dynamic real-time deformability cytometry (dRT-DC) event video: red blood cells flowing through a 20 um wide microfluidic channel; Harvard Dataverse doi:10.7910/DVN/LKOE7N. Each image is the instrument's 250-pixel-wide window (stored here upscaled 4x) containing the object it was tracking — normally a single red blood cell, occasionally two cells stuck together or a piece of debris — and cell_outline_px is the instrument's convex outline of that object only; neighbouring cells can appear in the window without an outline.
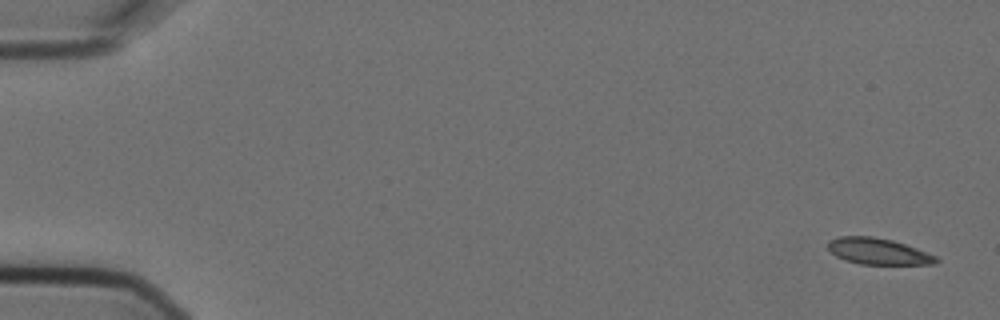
{"species": "Egyptian fruit bat (a non-hibernating species)", "species_latin": "Rousettus aegyptiacus", "temperature_condition": "cold", "stored_images_in_passage": 5, "camera_frame_rate_fps": 3000, "um_per_image_px": 0.085, "animal": {"sex": "female"}, "frame": {"image": 1, "passage_image": 1, "time_ms": 0.0, "image_size_px": [1000, 320], "cell_outline_px": [[940, 260], [936, 264], [860, 264], [844, 260], [836, 256], [828, 248], [828, 240], [836, 236], [872, 236], [892, 240], [916, 248], [936, 256]], "centroid_in_image_um": [74.62, 21.36], "position_along_channel_um": 10.4, "area_um2": 16.59}}
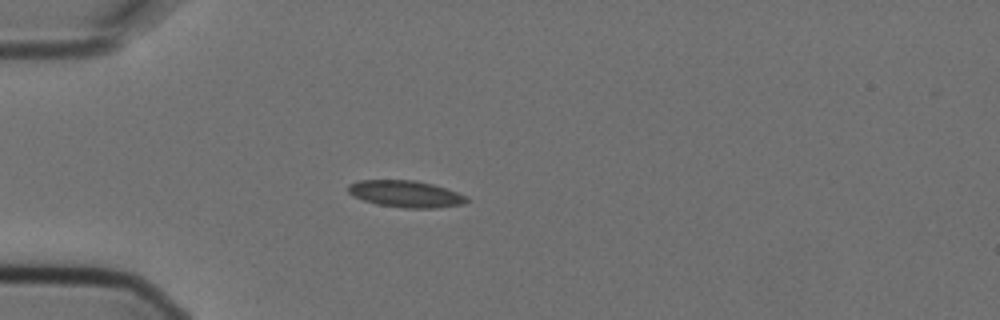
{"frame": {"image": 2, "passage_image": 5, "time_ms": 1.333, "image_size_px": [1000, 320], "cell_outline_px": [[468, 200], [464, 204], [436, 208], [404, 208], [376, 204], [352, 196], [348, 192], [348, 184], [360, 180], [416, 180], [432, 184], [468, 196]], "centroid_in_image_um": [34.47, 16.48], "position_along_channel_um": 50.5, "area_um2": 18.5}}